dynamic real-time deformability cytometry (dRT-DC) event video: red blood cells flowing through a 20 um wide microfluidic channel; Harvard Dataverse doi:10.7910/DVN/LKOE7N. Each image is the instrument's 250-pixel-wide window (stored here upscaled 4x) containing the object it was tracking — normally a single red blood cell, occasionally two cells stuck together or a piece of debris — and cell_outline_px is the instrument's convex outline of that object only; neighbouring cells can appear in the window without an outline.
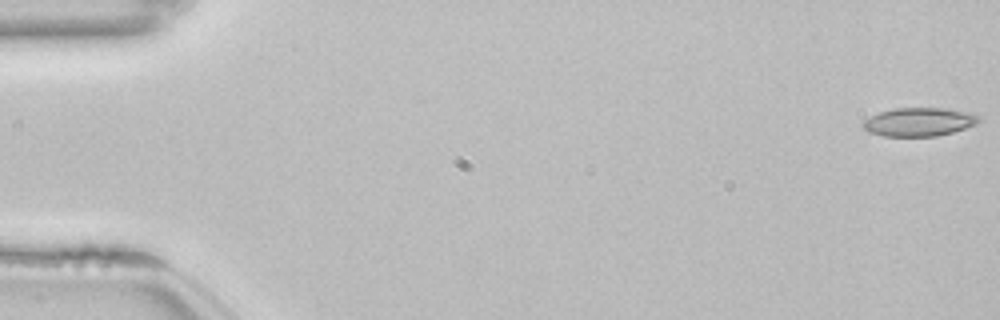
{"species": "common noctule bat (a hibernating species)", "species_latin": "Nyctalus noctula", "temperature_condition": "room temperature", "stored_images_in_passage": 54, "camera_frame_rate_fps": 3000, "um_per_image_px": 0.085, "animal": {"sex": "female", "body_mass_g": 22.7, "forearm_length_mm": 54.2}, "frame": {"image": 1, "passage_image": 1, "time_ms": 0.0, "image_size_px": [1000, 320], "cell_outline_px": [[984, 120], [976, 124], [952, 132], [936, 136], [884, 136], [868, 132], [860, 124], [864, 120], [880, 112], [892, 108], [944, 108], [972, 112], [980, 116]], "centroid_in_image_um": [78.15, 10.35], "position_along_channel_um": 6.8, "area_um2": 19.42}}
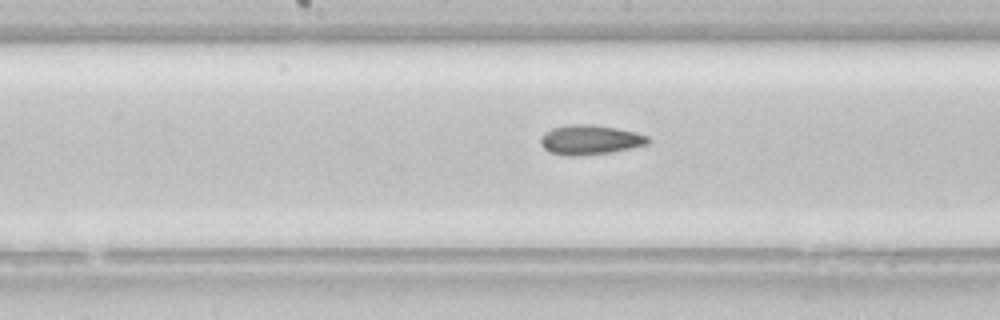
{"frame": {"image": 2, "passage_image": 28, "time_ms": 9.0, "image_size_px": [1000, 320], "cell_outline_px": [[652, 140], [648, 144], [612, 152], [576, 156], [572, 156], [548, 152], [540, 144], [540, 136], [544, 132], [552, 128], [564, 124], [592, 124], [616, 128], [636, 132], [648, 136]], "centroid_in_image_um": [50.13, 11.87], "position_along_channel_um": 198.1, "area_um2": 18.79}}
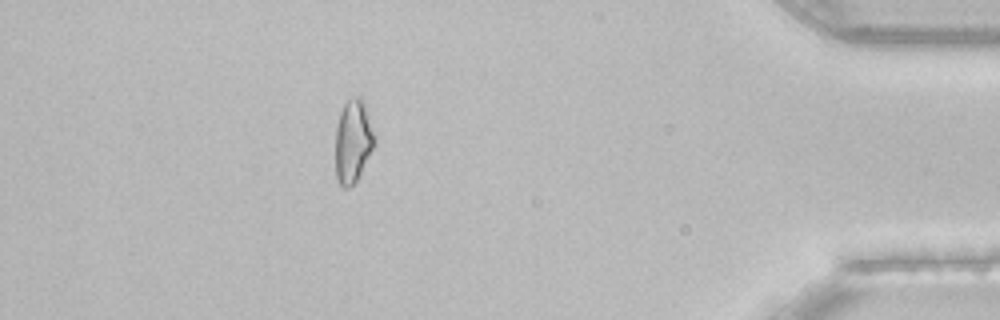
{"frame": {"image": 3, "passage_image": 48, "time_ms": 15.667, "image_size_px": [1000, 320], "cell_outline_px": [[376, 144], [356, 180], [348, 188], [340, 188], [336, 176], [336, 128], [340, 112], [344, 104], [348, 100], [356, 96], [360, 96], [364, 100], [376, 136]], "centroid_in_image_um": [30.03, 11.98], "position_along_channel_um": 405.2, "area_um2": 19.13}, "authors_computed_cell_mechanics": {"area_um2": 19.0162, "velocity_mm_per_s": 3.8601, "shape_relaxation_time_tau1_ms": null, "shape_relaxation_time_tau2_ms": 6.176, "deformation_change_tau1": null, "deformation_change_tau2": 0.1296}}